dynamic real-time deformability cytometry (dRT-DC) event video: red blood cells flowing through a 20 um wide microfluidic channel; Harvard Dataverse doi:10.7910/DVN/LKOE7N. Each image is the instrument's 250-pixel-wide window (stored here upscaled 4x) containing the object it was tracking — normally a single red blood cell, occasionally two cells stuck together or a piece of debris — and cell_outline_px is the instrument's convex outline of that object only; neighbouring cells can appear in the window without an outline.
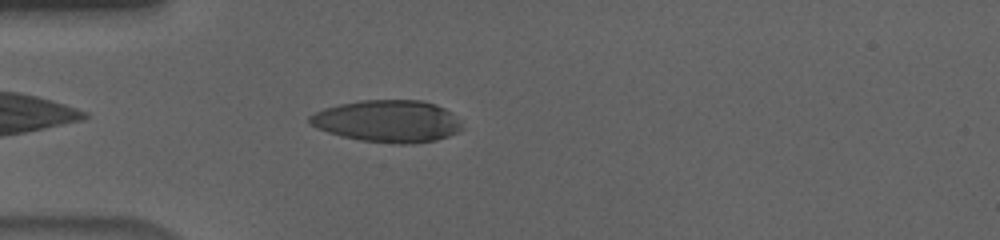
{"species": "human", "species_latin": "Homo sapiens", "temperature_condition": "cold", "stored_images_in_passage": 41, "camera_frame_rate_fps": 3000, "um_per_image_px": 0.085, "donor": {"sex": "male"}, "frame": {"image": 1, "passage_image": 3, "time_ms": 0.667, "image_size_px": [1000, 240], "cell_outline_px": [[464, 128], [448, 136], [436, 140], [412, 144], [392, 144], [360, 140], [340, 136], [316, 128], [308, 124], [308, 116], [324, 108], [340, 104], [360, 100], [424, 100], [436, 104], [452, 112], [460, 120]], "centroid_in_image_um": [32.96, 10.3], "position_along_channel_um": 52.0, "area_um2": 37.8}}
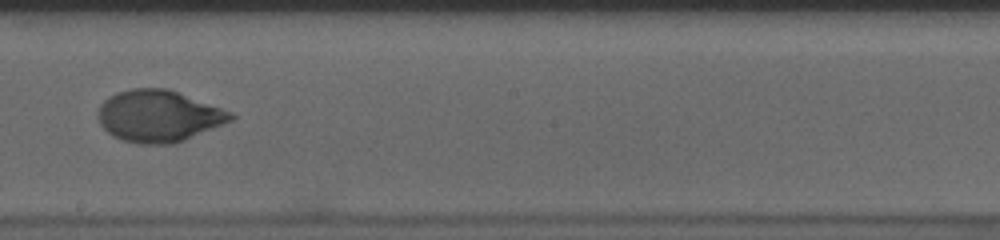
{"frame": {"image": 2, "passage_image": 19, "time_ms": 6.0, "image_size_px": [1000, 240], "cell_outline_px": [[236, 116], [232, 120], [176, 144], [136, 144], [112, 136], [100, 124], [96, 116], [96, 112], [100, 104], [108, 96], [116, 92], [132, 88], [168, 88], [232, 112]], "centroid_in_image_um": [13.45, 9.86], "position_along_channel_um": 234.8, "area_um2": 40.29}}
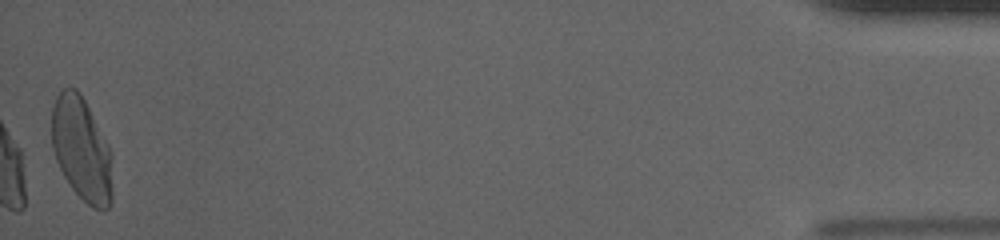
{"frame": {"image": 3, "passage_image": 41, "time_ms": 13.333, "image_size_px": [1000, 240], "cell_outline_px": [[112, 200], [108, 208], [92, 208], [72, 188], [64, 176], [56, 160], [52, 148], [52, 108], [56, 96], [60, 88], [76, 88], [80, 92], [108, 144], [112, 152]], "centroid_in_image_um": [6.94, 12.66], "position_along_channel_um": 428.3, "area_um2": 36.7}, "authors_computed_cell_mechanics": {"area_um2": 38.9572, "velocity_mm_per_s": 3.64, "shape_relaxation_time_tau1_ms": 3.9286, "shape_relaxation_time_tau2_ms": 1.08, "deformation_change_tau1": 0.1842, "deformation_change_tau2": 0.0364}}